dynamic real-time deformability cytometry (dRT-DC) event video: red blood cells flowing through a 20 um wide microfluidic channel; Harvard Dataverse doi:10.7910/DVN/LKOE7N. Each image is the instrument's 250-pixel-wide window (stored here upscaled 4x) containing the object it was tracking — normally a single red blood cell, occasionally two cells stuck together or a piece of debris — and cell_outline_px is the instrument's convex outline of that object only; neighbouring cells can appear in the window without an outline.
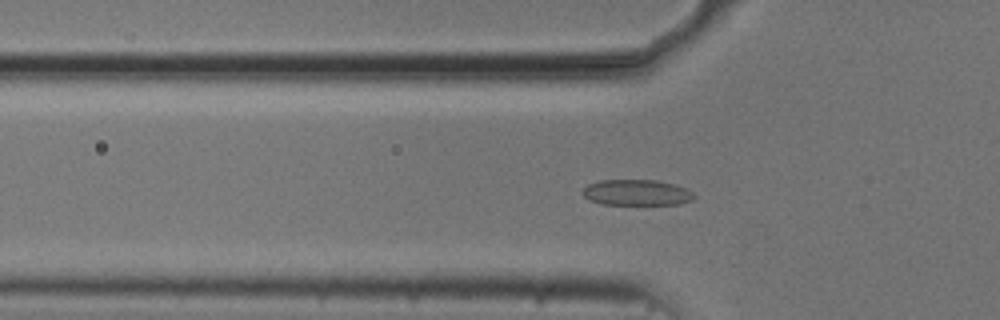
{"species": "common noctule bat (a hibernating species)", "species_latin": "Nyctalus noctula", "temperature_condition": "cold", "stored_images_in_passage": 43, "camera_frame_rate_fps": 3000, "um_per_image_px": 0.085, "animal": {"sex": "male", "body_mass_g": 20.5, "forearm_length_mm": 52.5}, "frame": {"image": 1, "passage_image": 6, "time_ms": 1.667, "image_size_px": [1000, 320], "cell_outline_px": [[696, 196], [692, 200], [680, 204], [600, 204], [588, 200], [584, 196], [584, 188], [588, 184], [600, 180], [656, 180], [676, 184], [692, 192]], "centroid_in_image_um": [54.12, 16.36], "position_along_channel_um": 71.7, "area_um2": 16.76}}
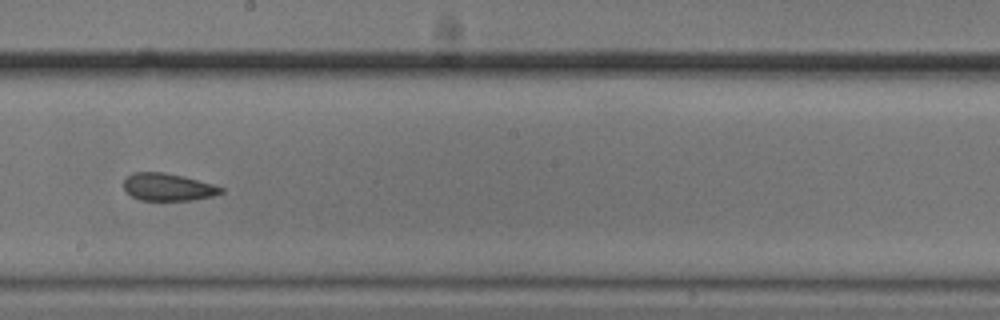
{"frame": {"image": 2, "passage_image": 19, "time_ms": 6.0, "image_size_px": [1000, 320], "cell_outline_px": [[224, 192], [216, 196], [192, 200], [140, 200], [132, 196], [124, 188], [124, 180], [132, 172], [164, 172], [184, 176], [212, 184], [224, 188]], "centroid_in_image_um": [14.31, 15.9], "position_along_channel_um": 233.9, "area_um2": 15.61}}
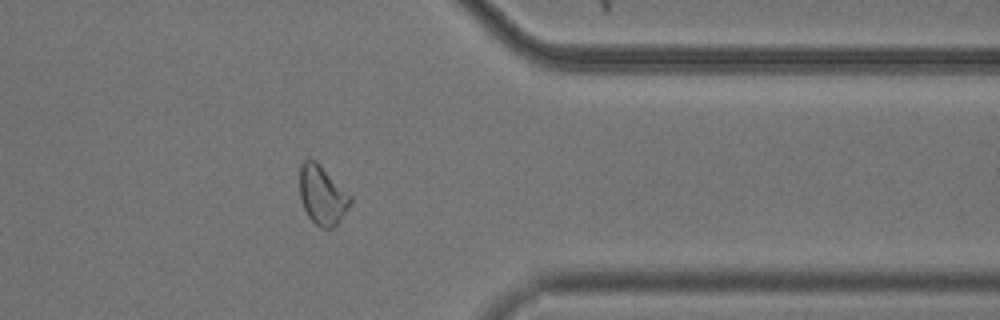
{"frame": {"image": 3, "passage_image": 32, "time_ms": 10.333, "image_size_px": [1000, 320], "cell_outline_px": [[352, 200], [336, 224], [332, 228], [320, 228], [308, 216], [300, 200], [300, 164], [304, 160], [316, 160], [352, 196]], "centroid_in_image_um": [27.37, 16.56], "position_along_channel_um": 384.0, "area_um2": 17.22}, "authors_computed_cell_mechanics": {"area_um2": 17.051, "velocity_mm_per_s": 3.7211, "shape_relaxation_time_tau1_ms": null, "shape_relaxation_time_tau2_ms": 2.607, "deformation_change_tau1": null, "deformation_change_tau2": 0.0692}}